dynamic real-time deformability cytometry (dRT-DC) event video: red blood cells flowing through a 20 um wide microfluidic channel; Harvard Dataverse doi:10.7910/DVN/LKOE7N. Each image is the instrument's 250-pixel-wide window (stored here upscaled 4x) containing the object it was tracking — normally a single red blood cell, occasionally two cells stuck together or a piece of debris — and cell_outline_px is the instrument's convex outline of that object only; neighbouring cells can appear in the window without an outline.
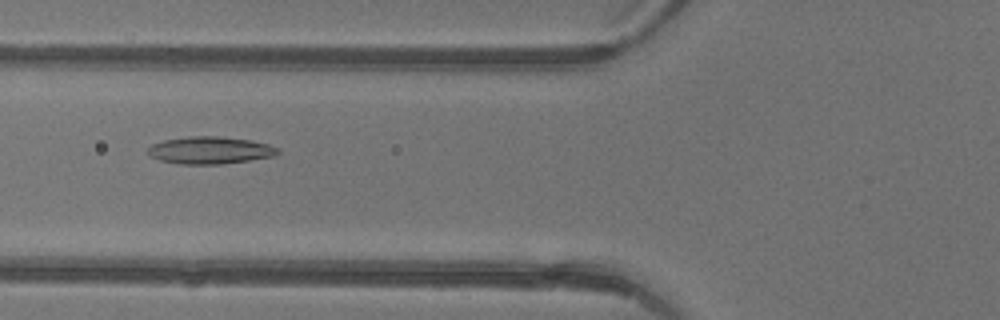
{"species": "common noctule bat (a hibernating species)", "species_latin": "Nyctalus noctula", "temperature_condition": "warm", "stored_images_in_passage": 5, "camera_frame_rate_fps": 3000, "um_per_image_px": 0.085, "animal": {"sex": "female"}, "frame": {"image": 1, "passage_image": 5, "time_ms": 1.333, "image_size_px": [1000, 320], "cell_outline_px": [[280, 152], [276, 156], [220, 164], [180, 164], [160, 160], [152, 156], [148, 152], [148, 148], [152, 144], [164, 140], [188, 136], [220, 136], [252, 140], [268, 144], [280, 148]], "centroid_in_image_um": [17.9, 12.76], "position_along_channel_um": 107.9, "area_um2": 20.69}}